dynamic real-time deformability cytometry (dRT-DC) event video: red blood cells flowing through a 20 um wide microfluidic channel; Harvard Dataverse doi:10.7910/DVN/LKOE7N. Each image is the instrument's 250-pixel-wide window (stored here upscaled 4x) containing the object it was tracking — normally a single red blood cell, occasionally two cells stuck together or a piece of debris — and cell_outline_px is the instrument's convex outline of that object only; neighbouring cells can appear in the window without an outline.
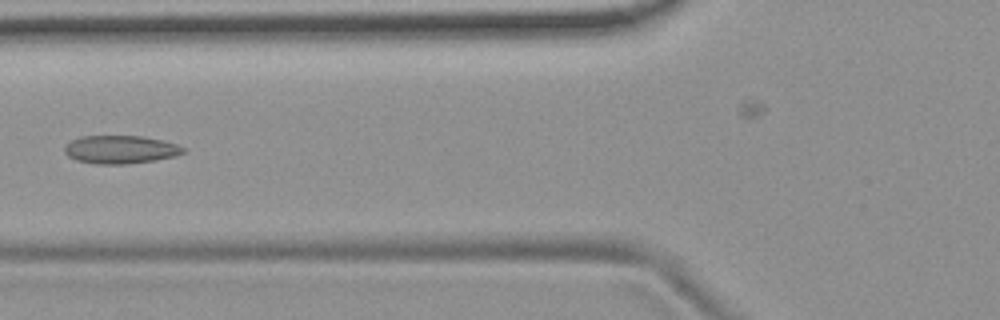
{"species": "common noctule bat (a hibernating species)", "species_latin": "Nyctalus noctula", "temperature_condition": "room temperature", "stored_images_in_passage": 7, "camera_frame_rate_fps": 3000, "um_per_image_px": 0.085, "animal": {"sex": "female", "body_mass_g": 19.9}, "frame": {"image": 1, "passage_image": 6, "time_ms": 6.333, "image_size_px": [1000, 320], "cell_outline_px": [[188, 148], [184, 152], [176, 156], [156, 160], [124, 164], [96, 164], [76, 160], [68, 156], [64, 152], [64, 144], [80, 136], [140, 136], [164, 140]], "centroid_in_image_um": [10.24, 12.71], "position_along_channel_um": 115.6, "area_um2": 19.65}}